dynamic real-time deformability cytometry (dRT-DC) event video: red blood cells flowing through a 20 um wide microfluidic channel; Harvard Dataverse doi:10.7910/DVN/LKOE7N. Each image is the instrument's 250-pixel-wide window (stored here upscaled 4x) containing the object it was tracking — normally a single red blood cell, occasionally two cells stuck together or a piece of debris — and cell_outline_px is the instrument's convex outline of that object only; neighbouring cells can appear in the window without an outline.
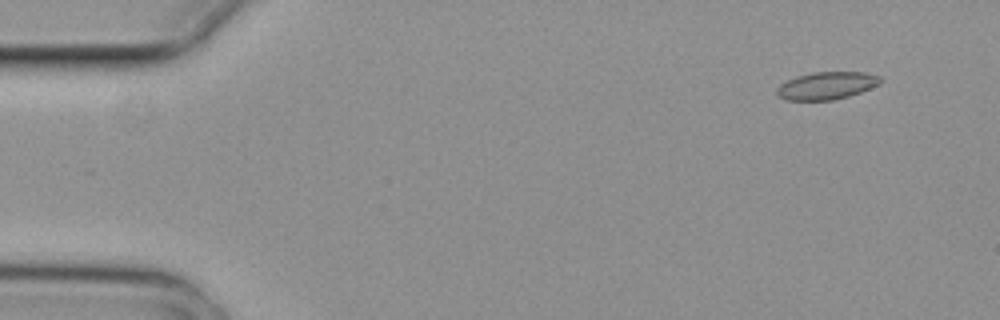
{"species": "common noctule bat (a hibernating species)", "species_latin": "Nyctalus noctula", "temperature_condition": "cold", "stored_images_in_passage": 6, "segment_of_instrument_passage": [1, 2], "camera_frame_rate_fps": 3000, "um_per_image_px": 0.085, "animal": {"sex": "female", "body_mass_g": 29.2, "forearm_length_mm": 56.3}, "frame": {"image": 1, "passage_image": 2, "time_ms": 0.333, "image_size_px": [1000, 320], "cell_outline_px": [[884, 80], [880, 84], [860, 92], [848, 96], [832, 100], [784, 100], [776, 96], [776, 88], [780, 84], [796, 76], [812, 72], [864, 72], [880, 76]], "centroid_in_image_um": [70.25, 7.28], "position_along_channel_um": 14.8, "area_um2": 16.76}}
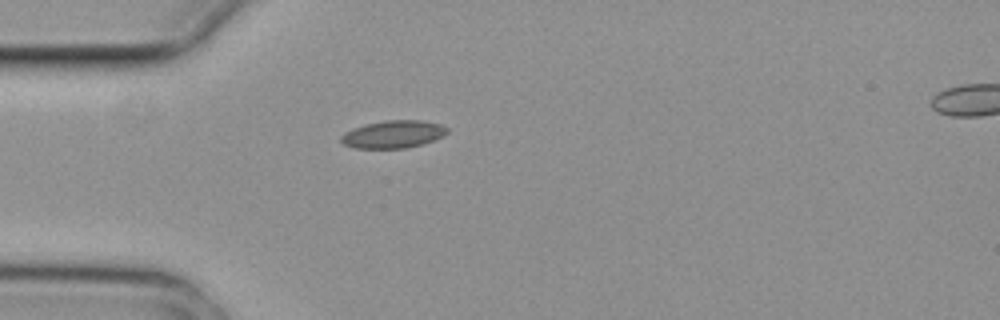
{"frame": {"image": 2, "passage_image": 5, "time_ms": 1.333, "image_size_px": [1000, 320], "cell_outline_px": [[448, 132], [432, 140], [420, 144], [404, 148], [356, 148], [344, 144], [340, 140], [340, 136], [344, 132], [352, 128], [364, 124], [384, 120], [420, 120], [440, 124], [448, 128]], "centroid_in_image_um": [33.36, 11.4], "position_along_channel_um": 51.6, "area_um2": 16.94}}